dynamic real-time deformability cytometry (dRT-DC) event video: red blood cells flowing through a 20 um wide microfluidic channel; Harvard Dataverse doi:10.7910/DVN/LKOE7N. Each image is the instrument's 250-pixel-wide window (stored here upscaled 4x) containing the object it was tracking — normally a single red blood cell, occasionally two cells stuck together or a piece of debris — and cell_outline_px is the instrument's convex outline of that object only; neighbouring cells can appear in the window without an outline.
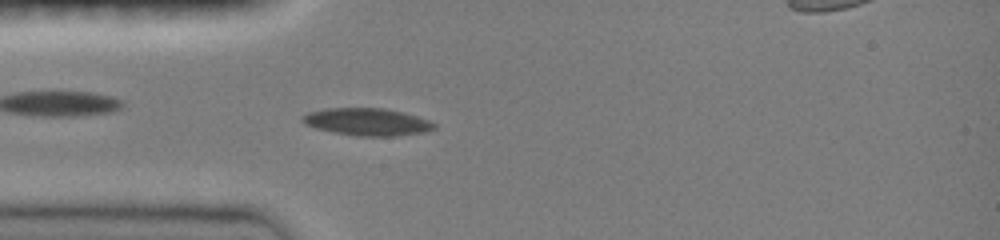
{"species": "common noctule bat (a hibernating species)", "species_latin": "Nyctalus noctula", "temperature_condition": "room temperature", "stored_images_in_passage": 47, "camera_frame_rate_fps": 3000, "um_per_image_px": 0.085, "animal": {"sex": "female", "body_mass_g": 19.0, "forearm_length_mm": 51.5}, "frame": {"image": 1, "passage_image": 12, "time_ms": 3.667, "image_size_px": [1000, 240], "cell_outline_px": [[436, 128], [424, 132], [396, 136], [356, 136], [332, 132], [316, 128], [304, 124], [300, 120], [300, 116], [308, 112], [324, 108], [384, 108], [404, 112], [428, 120], [436, 124]], "centroid_in_image_um": [31.17, 10.35], "position_along_channel_um": 53.8, "area_um2": 21.21}}
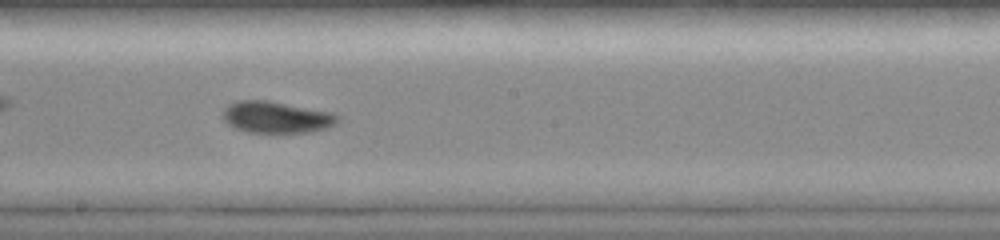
{"frame": {"image": 2, "passage_image": 25, "time_ms": 8.0, "image_size_px": [1000, 240], "cell_outline_px": [[340, 120], [336, 124], [328, 128], [308, 132], [248, 132], [236, 128], [228, 124], [224, 120], [224, 108], [228, 104], [236, 100], [268, 100], [332, 112], [340, 116]], "centroid_in_image_um": [23.52, 9.95], "position_along_channel_um": 224.7, "area_um2": 21.21}}
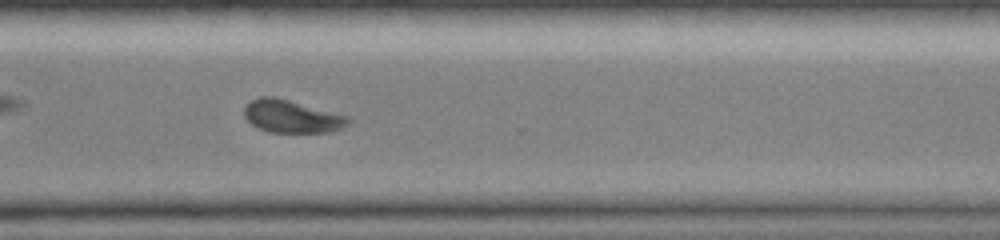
{"frame": {"image": 3, "passage_image": 34, "time_ms": 11.0, "image_size_px": [1000, 240], "cell_outline_px": [[352, 120], [348, 124], [340, 128], [328, 132], [268, 132], [252, 124], [244, 116], [244, 108], [252, 100], [260, 96], [272, 96], [288, 100], [348, 116]], "centroid_in_image_um": [24.79, 9.9], "position_along_channel_um": 345.8, "area_um2": 19.48}}